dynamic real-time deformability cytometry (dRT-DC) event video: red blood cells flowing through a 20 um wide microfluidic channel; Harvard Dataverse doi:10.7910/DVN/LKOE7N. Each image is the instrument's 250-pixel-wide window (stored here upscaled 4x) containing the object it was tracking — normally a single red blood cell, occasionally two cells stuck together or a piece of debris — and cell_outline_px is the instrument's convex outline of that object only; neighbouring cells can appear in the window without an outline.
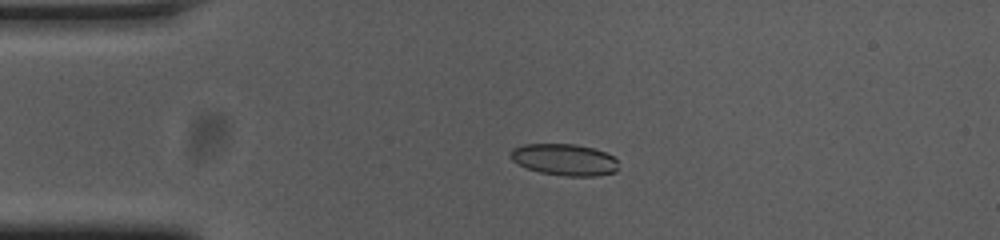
{"species": "common noctule bat (a hibernating species)", "species_latin": "Nyctalus noctula", "temperature_condition": "cold", "stored_images_in_passage": 43, "camera_frame_rate_fps": 3000, "um_per_image_px": 0.085, "animal": {"sex": "female", "body_mass_g": 23.0, "forearm_length_mm": 53.4}, "frame": {"image": 1, "passage_image": 1, "time_ms": 0.0, "image_size_px": [1000, 240], "cell_outline_px": [[616, 172], [596, 176], [564, 176], [540, 172], [528, 168], [512, 160], [508, 156], [512, 148], [524, 144], [572, 144], [592, 148], [604, 152], [612, 156], [616, 160]], "centroid_in_image_um": [47.94, 13.57], "position_along_channel_um": 37.1, "area_um2": 19.71}}
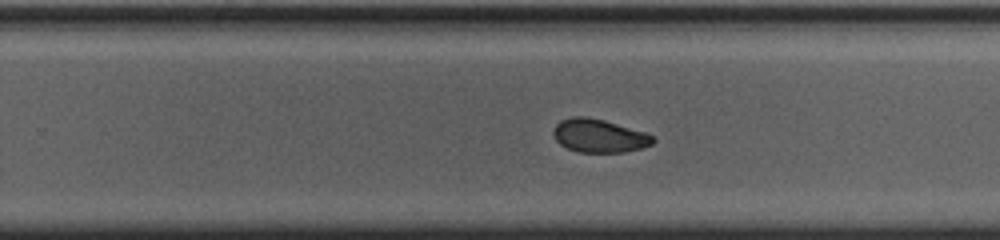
{"frame": {"image": 2, "passage_image": 23, "time_ms": 7.333, "image_size_px": [1000, 240], "cell_outline_px": [[656, 140], [652, 144], [640, 148], [624, 152], [576, 152], [560, 144], [556, 140], [552, 132], [556, 124], [560, 120], [572, 116], [584, 116], [604, 120], [644, 132], [652, 136]], "centroid_in_image_um": [50.89, 11.54], "position_along_channel_um": 278.9, "area_um2": 19.25}}
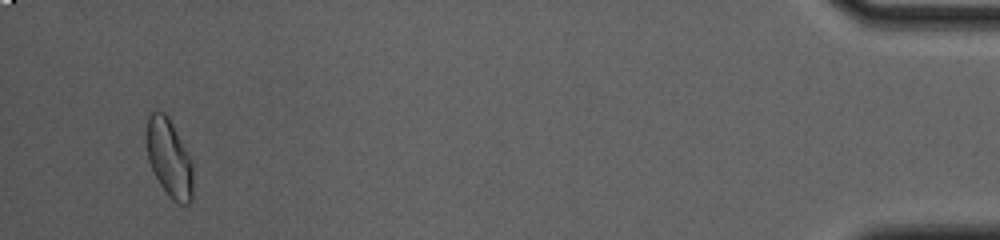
{"frame": {"image": 3, "passage_image": 41, "time_ms": 13.333, "image_size_px": [1000, 240], "cell_outline_px": [[192, 200], [188, 204], [180, 204], [172, 200], [168, 196], [160, 184], [148, 160], [144, 140], [144, 132], [148, 116], [152, 112], [164, 112], [168, 116], [192, 164]], "centroid_in_image_um": [14.32, 13.43], "position_along_channel_um": 420.9, "area_um2": 21.1}, "authors_computed_cell_mechanics": {"area_um2": 20.0566, "velocity_mm_per_s": 3.7382, "shape_relaxation_time_tau1_ms": null, "shape_relaxation_time_tau2_ms": 2.105, "deformation_change_tau1": null, "deformation_change_tau2": 0.0624}}